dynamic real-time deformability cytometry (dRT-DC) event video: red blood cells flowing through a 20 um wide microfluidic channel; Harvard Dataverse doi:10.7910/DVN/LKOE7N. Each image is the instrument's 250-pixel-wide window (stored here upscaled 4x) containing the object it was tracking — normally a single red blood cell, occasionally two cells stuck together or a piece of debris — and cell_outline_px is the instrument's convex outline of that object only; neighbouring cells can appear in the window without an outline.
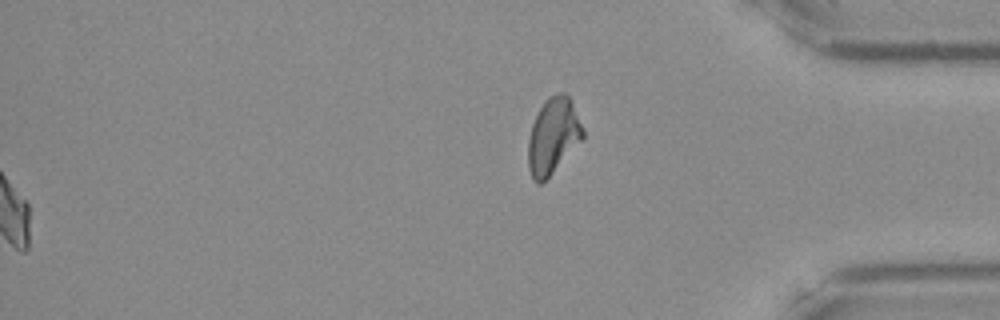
{"species": "Egyptian fruit bat (a non-hibernating species)", "species_latin": "Rousettus aegyptiacus", "temperature_condition": "warm", "stored_images_in_passage": 52, "segment_of_instrument_passage": [2, 2], "camera_frame_rate_fps": 3000, "um_per_image_px": 0.085, "frame": {"image": 1, "passage_image": 52, "time_ms": 17.0, "image_size_px": [1000, 320], "cell_outline_px": [[584, 136], [548, 176], [540, 184], [536, 184], [532, 180], [528, 168], [528, 140], [532, 124], [544, 100], [548, 96], [560, 92], [564, 92], [568, 96], [584, 128]], "centroid_in_image_um": [46.98, 11.54], "position_along_channel_um": 388.2, "area_um2": 23.76}}